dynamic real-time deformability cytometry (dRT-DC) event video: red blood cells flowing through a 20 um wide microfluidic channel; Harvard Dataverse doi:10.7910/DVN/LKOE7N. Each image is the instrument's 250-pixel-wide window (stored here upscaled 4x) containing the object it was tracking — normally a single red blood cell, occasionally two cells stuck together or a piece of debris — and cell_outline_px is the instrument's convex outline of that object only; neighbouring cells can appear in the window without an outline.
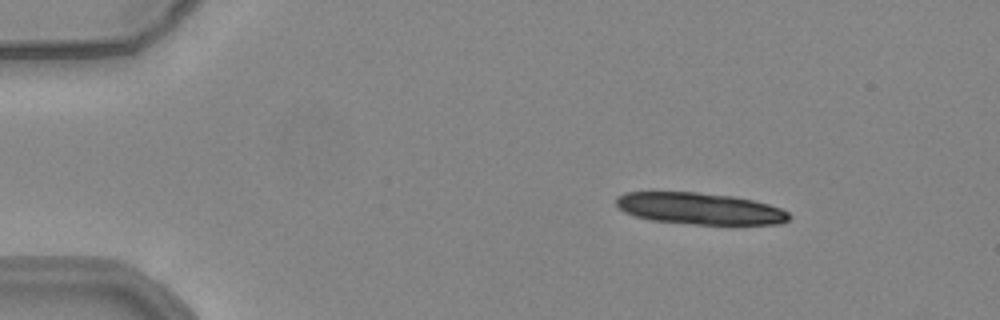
{"species": "common noctule bat (a hibernating species)", "species_latin": "Nyctalus noctula", "temperature_condition": "warm", "stored_images_in_passage": 17, "camera_frame_rate_fps": 3000, "um_per_image_px": 0.085, "animal": {"sex": "female", "body_mass_g": 24.6, "forearm_length_mm": 56.2}, "frame": {"image": 1, "passage_image": 1, "time_ms": 0.0, "image_size_px": [1000, 320], "cell_outline_px": [[792, 216], [788, 220], [780, 224], [692, 224], [652, 220], [636, 216], [624, 212], [616, 208], [616, 196], [624, 192], [696, 192], [732, 196], [752, 200], [768, 204], [780, 208], [788, 212]], "centroid_in_image_um": [59.44, 17.72], "position_along_channel_um": 25.6, "area_um2": 31.91}}
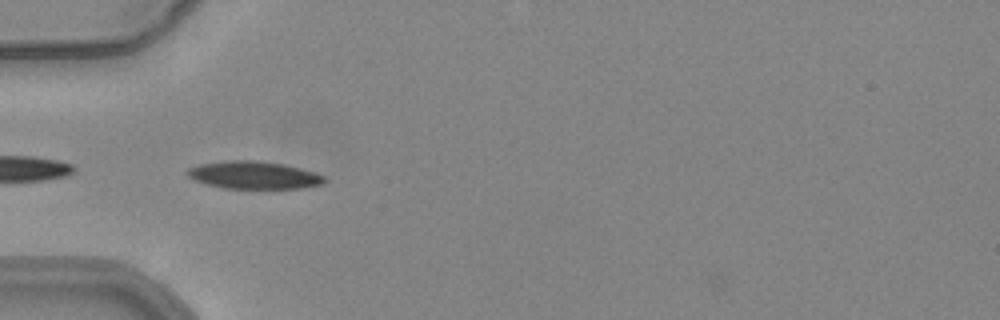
{"frame": {"image": 2, "passage_image": 11, "time_ms": 3.333, "image_size_px": [1000, 320], "cell_outline_px": [[328, 180], [324, 184], [300, 188], [224, 188], [208, 184], [196, 180], [188, 176], [184, 172], [188, 168], [200, 164], [228, 160], [256, 160], [284, 164], [316, 172], [324, 176]], "centroid_in_image_um": [21.61, 14.87], "position_along_channel_um": 63.4, "area_um2": 22.08}}
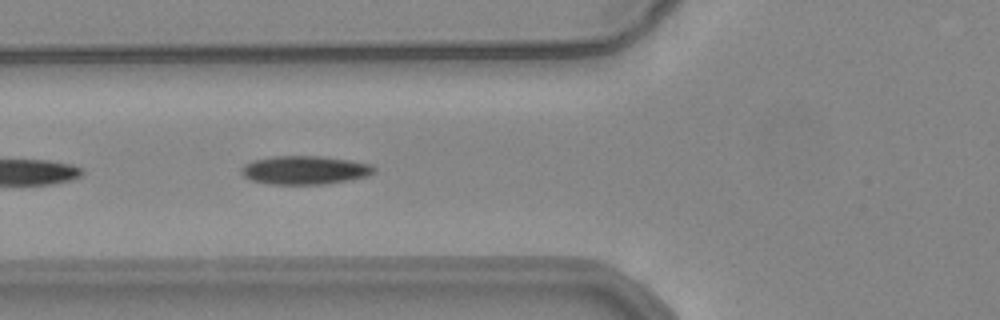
{"frame": {"image": 3, "passage_image": 14, "time_ms": 4.333, "image_size_px": [1000, 320], "cell_outline_px": [[376, 172], [368, 176], [348, 180], [324, 184], [268, 184], [252, 180], [244, 176], [240, 172], [240, 168], [244, 164], [252, 160], [272, 156], [324, 156], [372, 164], [376, 168]], "centroid_in_image_um": [25.9, 14.45], "position_along_channel_um": 99.9, "area_um2": 22.25}}